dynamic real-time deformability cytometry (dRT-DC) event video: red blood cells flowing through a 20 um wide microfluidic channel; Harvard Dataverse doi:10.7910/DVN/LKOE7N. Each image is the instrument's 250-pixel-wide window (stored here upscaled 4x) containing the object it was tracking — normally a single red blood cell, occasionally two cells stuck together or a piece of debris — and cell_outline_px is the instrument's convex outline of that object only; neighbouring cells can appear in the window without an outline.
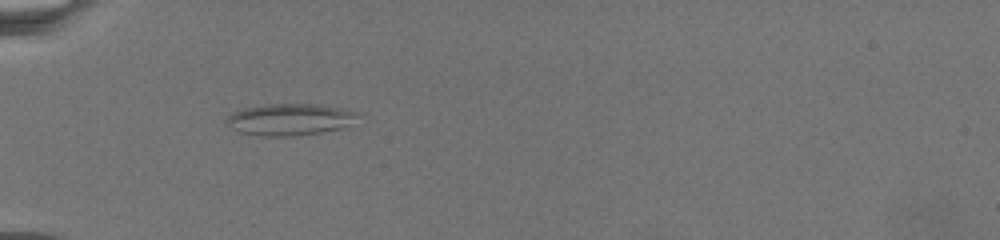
{"species": "common noctule bat (a hibernating species)", "species_latin": "Nyctalus noctula", "temperature_condition": "warm", "stored_images_in_passage": 14, "camera_frame_rate_fps": 3000, "um_per_image_px": 0.085, "animal": {"sex": "female", "body_mass_g": 19.5, "forearm_length_mm": 54.1}, "frame": {"image": 1, "passage_image": 1, "time_ms": 0.0, "image_size_px": [1000, 240], "cell_outline_px": [[356, 112], [340, 128], [320, 132], [292, 136], [260, 136], [236, 132], [224, 124], [224, 120], [232, 112], [244, 108], [268, 104], [320, 104], [340, 108]], "centroid_in_image_um": [24.42, 10.16], "position_along_channel_um": 60.6, "area_um2": 23.81}}
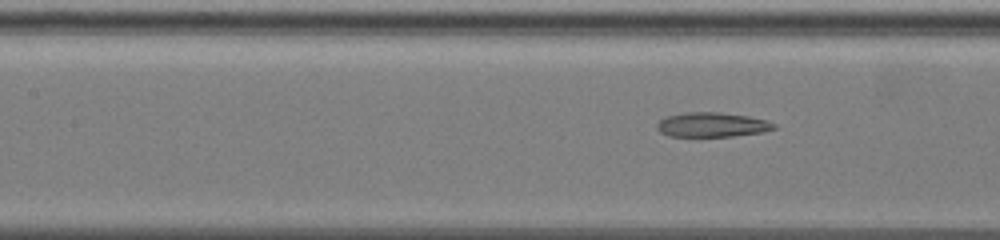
{"frame": {"image": 2, "passage_image": 13, "time_ms": 3.333, "image_size_px": [1000, 240], "cell_outline_px": [[776, 128], [764, 132], [732, 136], [668, 136], [660, 132], [656, 128], [656, 124], [660, 120], [668, 116], [684, 112], [720, 112], [748, 116], [768, 120], [776, 124]], "centroid_in_image_um": [60.54, 10.6], "position_along_channel_um": 146.9, "area_um2": 16.82}}